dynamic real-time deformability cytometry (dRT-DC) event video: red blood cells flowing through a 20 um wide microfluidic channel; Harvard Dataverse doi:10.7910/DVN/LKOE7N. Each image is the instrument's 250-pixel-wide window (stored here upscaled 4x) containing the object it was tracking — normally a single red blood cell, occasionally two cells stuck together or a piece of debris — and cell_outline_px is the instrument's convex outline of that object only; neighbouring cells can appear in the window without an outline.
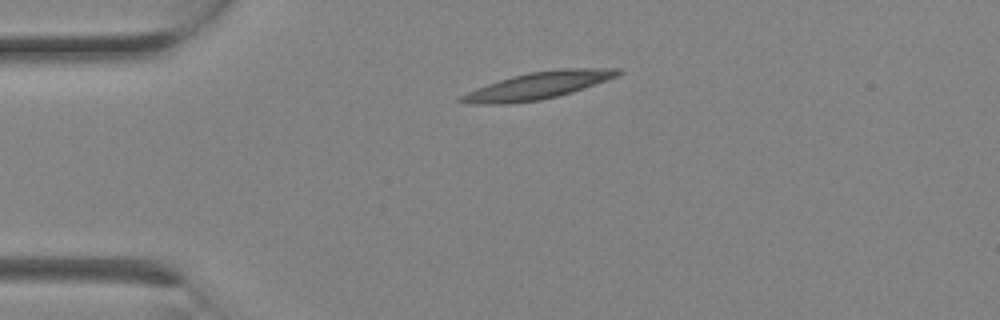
{"species": "Egyptian fruit bat (a non-hibernating species)", "species_latin": "Rousettus aegyptiacus", "temperature_condition": "room temperature", "stored_images_in_passage": 2, "camera_frame_rate_fps": 3000, "um_per_image_px": 0.085, "animal": {"sex": "female"}, "frame": {"image": 1, "passage_image": 2, "time_ms": 0.333, "image_size_px": [1000, 320], "cell_outline_px": [[624, 72], [616, 76], [584, 88], [572, 92], [540, 100], [508, 104], [472, 104], [456, 100], [460, 96], [476, 88], [512, 76], [528, 72], [560, 68], [620, 68]], "centroid_in_image_um": [45.73, 7.26], "position_along_channel_um": 39.3, "area_um2": 24.62}}